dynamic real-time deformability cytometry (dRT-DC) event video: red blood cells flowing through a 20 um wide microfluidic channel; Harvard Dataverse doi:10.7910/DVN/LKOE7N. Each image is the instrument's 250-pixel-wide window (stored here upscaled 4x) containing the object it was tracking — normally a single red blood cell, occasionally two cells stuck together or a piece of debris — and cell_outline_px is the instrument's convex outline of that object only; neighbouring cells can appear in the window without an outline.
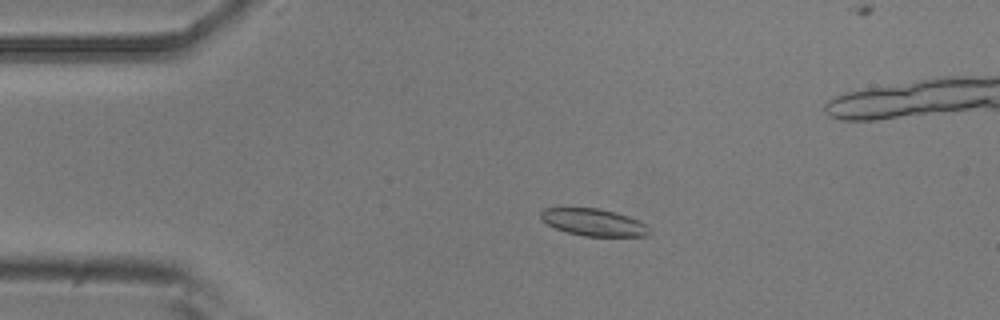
{"species": "common noctule bat (a hibernating species)", "species_latin": "Nyctalus noctula", "temperature_condition": "room temperature", "stored_images_in_passage": 5, "camera_frame_rate_fps": 3000, "um_per_image_px": 0.085, "animal": {"sex": "male", "body_mass_g": 20.5, "forearm_length_mm": 52.5}, "frame": {"image": 1, "passage_image": 3, "time_ms": 0.667, "image_size_px": [1000, 320], "cell_outline_px": [[652, 232], [648, 236], [584, 236], [568, 232], [556, 228], [540, 220], [540, 212], [544, 208], [600, 208], [616, 212], [628, 216], [644, 224]], "centroid_in_image_um": [50.44, 18.89], "position_along_channel_um": 34.6, "area_um2": 17.11}}